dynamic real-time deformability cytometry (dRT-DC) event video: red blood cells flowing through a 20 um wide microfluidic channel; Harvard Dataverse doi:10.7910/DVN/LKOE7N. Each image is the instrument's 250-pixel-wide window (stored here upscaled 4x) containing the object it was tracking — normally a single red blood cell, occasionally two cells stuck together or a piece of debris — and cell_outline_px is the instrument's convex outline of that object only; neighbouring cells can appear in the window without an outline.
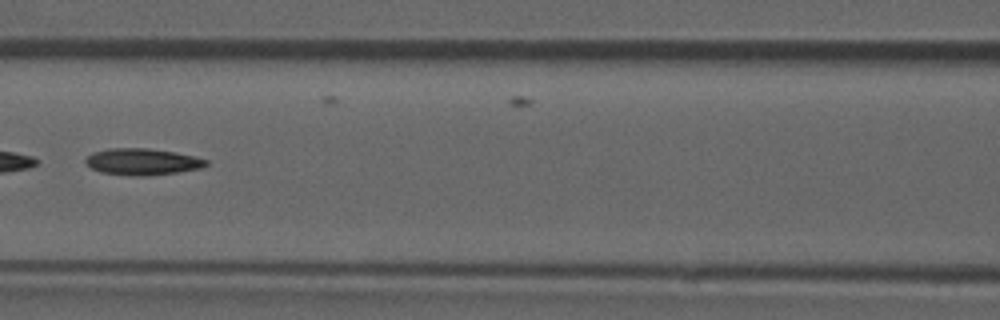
{"species": "common noctule bat (a hibernating species)", "species_latin": "Nyctalus noctula", "temperature_condition": "room temperature", "stored_images_in_passage": 5, "camera_frame_rate_fps": 3000, "um_per_image_px": 0.085, "animal": {"sex": "male", "forearm_length_mm": 52.5}, "frame": {"image": 1, "passage_image": 3, "time_ms": 0.667, "image_size_px": [1000, 320], "cell_outline_px": [[208, 164], [200, 168], [176, 172], [140, 176], [136, 176], [100, 172], [92, 168], [84, 160], [92, 152], [108, 148], [148, 148], [176, 152], [208, 160]], "centroid_in_image_um": [12.08, 13.73], "position_along_channel_um": 154.5, "area_um2": 18.44}}